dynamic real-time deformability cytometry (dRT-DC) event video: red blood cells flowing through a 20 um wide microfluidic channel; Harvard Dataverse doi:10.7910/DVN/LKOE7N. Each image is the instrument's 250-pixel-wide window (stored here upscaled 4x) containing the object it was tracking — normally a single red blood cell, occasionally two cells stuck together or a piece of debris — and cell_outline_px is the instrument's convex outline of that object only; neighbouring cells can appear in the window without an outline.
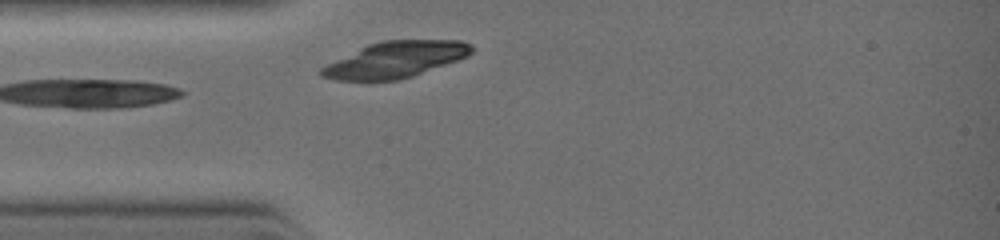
{"species": "common noctule bat (a hibernating species)", "species_latin": "Nyctalus noctula", "temperature_condition": "warm", "stored_images_in_passage": 3, "camera_frame_rate_fps": 3000, "um_per_image_px": 0.085, "animal": {"sex": "female", "body_mass_g": 19.0, "forearm_length_mm": 51.5}, "frame": {"image": 1, "passage_image": 3, "time_ms": 0.333, "image_size_px": [1000, 240], "cell_outline_px": [[472, 52], [468, 56], [412, 76], [396, 80], [336, 80], [320, 76], [320, 68], [368, 44], [380, 40], [460, 40], [472, 44]], "centroid_in_image_um": [33.62, 5.06], "position_along_channel_um": 51.4, "area_um2": 31.15}}